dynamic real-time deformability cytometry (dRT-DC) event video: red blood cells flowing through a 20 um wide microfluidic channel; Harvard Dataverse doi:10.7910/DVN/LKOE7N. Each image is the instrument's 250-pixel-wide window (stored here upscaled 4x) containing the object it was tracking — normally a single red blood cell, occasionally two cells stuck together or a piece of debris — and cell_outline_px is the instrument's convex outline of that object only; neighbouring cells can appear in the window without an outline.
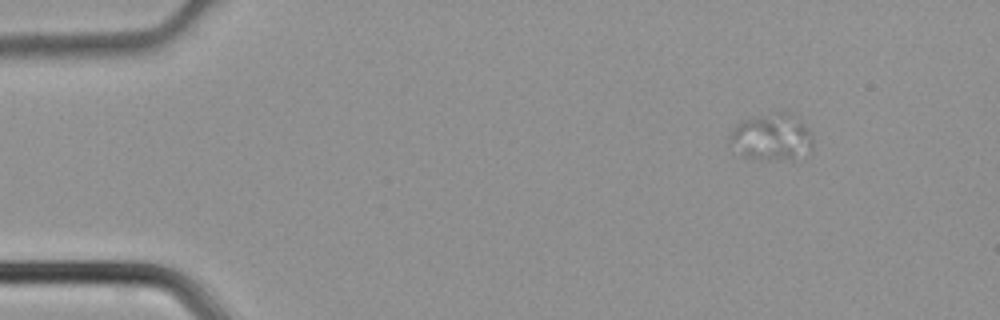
{"species": "common noctule bat (a hibernating species)", "species_latin": "Nyctalus noctula", "temperature_condition": "cold", "stored_images_in_passage": 47, "camera_frame_rate_fps": 3000, "um_per_image_px": 0.085, "animal": {"sex": "male", "body_mass_g": 21.5, "forearm_length_mm": 52.0}, "frame": {"image": 1, "passage_image": 8, "time_ms": 2.333, "image_size_px": [1000, 320], "cell_outline_px": [[812, 152], [792, 160], [752, 160], [744, 156], [728, 140], [728, 136], [736, 124], [744, 120], [784, 108], [792, 112], [812, 132]], "centroid_in_image_um": [65.65, 11.64], "position_along_channel_um": 19.4, "area_um2": 23.52}}
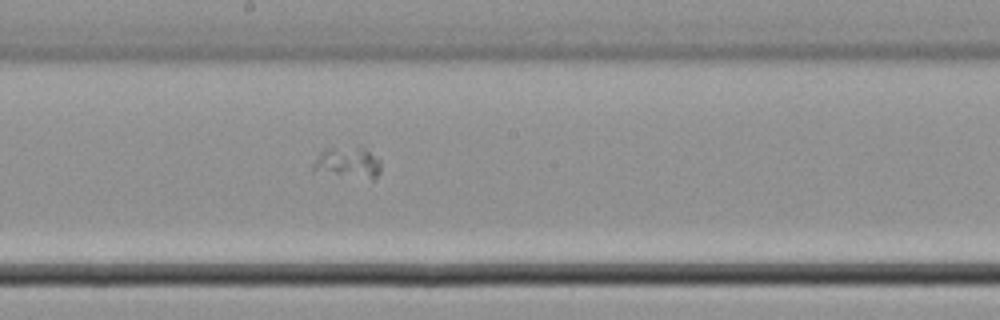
{"frame": {"image": 2, "passage_image": 27, "time_ms": 8.667, "image_size_px": [1000, 320], "cell_outline_px": [[380, 172], [372, 180], [312, 172], [312, 168], [316, 156], [324, 148], [364, 148], [380, 160]], "centroid_in_image_um": [29.52, 13.86], "position_along_channel_um": 218.7, "area_um2": 12.43}}
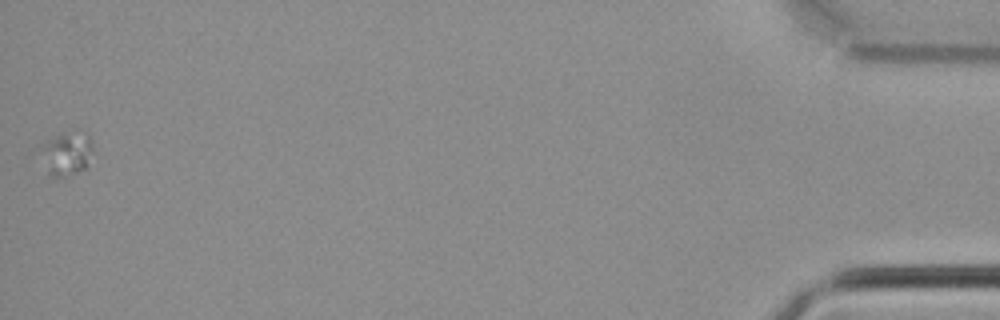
{"frame": {"image": 3, "passage_image": 47, "time_ms": 15.333, "image_size_px": [1000, 320], "cell_outline_px": [[92, 148], [84, 168], [68, 176], [48, 176], [40, 144], [64, 132], [88, 136], [92, 140]], "centroid_in_image_um": [5.62, 13.07], "position_along_channel_um": 429.6, "area_um2": 12.54}}